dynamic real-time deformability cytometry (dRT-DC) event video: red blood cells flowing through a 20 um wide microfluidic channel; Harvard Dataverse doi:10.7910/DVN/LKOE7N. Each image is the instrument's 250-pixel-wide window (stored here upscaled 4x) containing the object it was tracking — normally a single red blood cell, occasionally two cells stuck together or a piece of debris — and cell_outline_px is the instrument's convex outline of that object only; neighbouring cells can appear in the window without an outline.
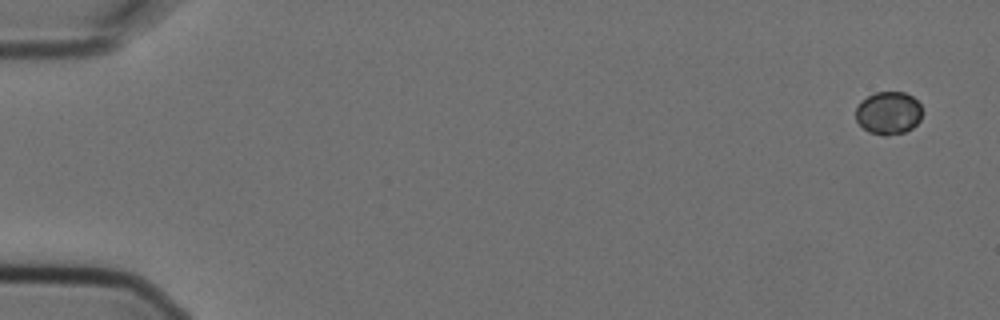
{"species": "Egyptian fruit bat (a non-hibernating species)", "species_latin": "Rousettus aegyptiacus", "temperature_condition": "cold", "stored_images_in_passage": 5, "camera_frame_rate_fps": 3000, "um_per_image_px": 0.085, "animal": {"sex": "female"}, "frame": {"image": 1, "passage_image": 1, "time_ms": 0.0, "image_size_px": [1000, 320], "cell_outline_px": [[924, 112], [920, 120], [912, 128], [904, 132], [884, 136], [868, 132], [856, 120], [856, 108], [860, 100], [876, 92], [904, 92], [912, 96], [920, 104]], "centroid_in_image_um": [75.53, 9.6], "position_along_channel_um": 9.5, "area_um2": 16.76}}
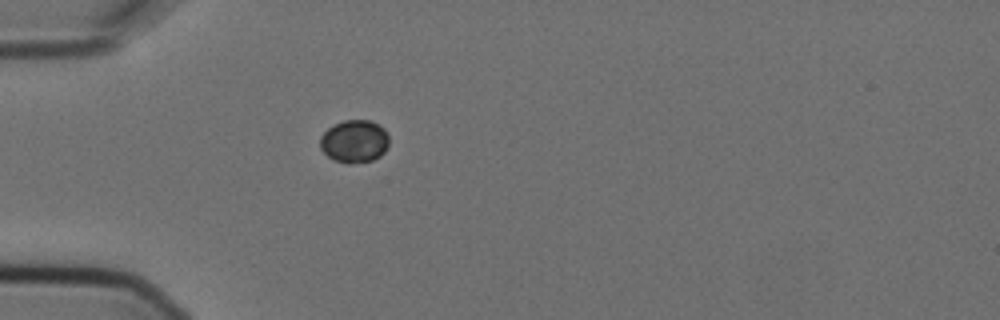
{"frame": {"image": 2, "passage_image": 5, "time_ms": 1.333, "image_size_px": [1000, 320], "cell_outline_px": [[388, 148], [380, 156], [372, 160], [348, 164], [336, 160], [328, 156], [320, 148], [320, 136], [332, 124], [344, 120], [372, 120], [380, 124], [384, 128], [388, 136]], "centroid_in_image_um": [30.13, 11.99], "position_along_channel_um": 54.9, "area_um2": 17.34}}